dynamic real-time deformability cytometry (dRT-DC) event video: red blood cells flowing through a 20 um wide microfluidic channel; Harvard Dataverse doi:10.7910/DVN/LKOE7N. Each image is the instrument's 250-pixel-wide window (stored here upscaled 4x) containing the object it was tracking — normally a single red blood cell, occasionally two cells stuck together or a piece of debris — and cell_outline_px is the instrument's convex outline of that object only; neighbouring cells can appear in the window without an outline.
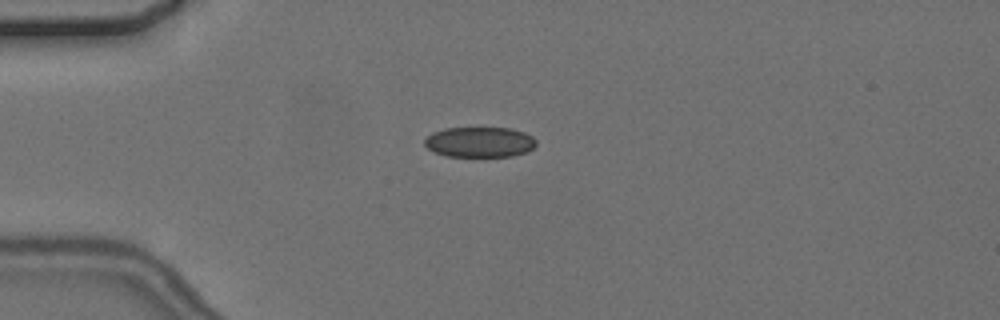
{"species": "common noctule bat (a hibernating species)", "species_latin": "Nyctalus noctula", "temperature_condition": "cold", "stored_images_in_passage": 9, "camera_frame_rate_fps": 3000, "um_per_image_px": 0.085, "animal": {"sex": "female", "body_mass_g": 24.6, "forearm_length_mm": 56.2}, "frame": {"image": 1, "passage_image": 3, "time_ms": 3.0, "image_size_px": [1000, 320], "cell_outline_px": [[536, 144], [528, 152], [512, 156], [444, 156], [428, 148], [424, 144], [424, 140], [432, 132], [444, 128], [508, 128], [524, 132], [532, 136], [536, 140]], "centroid_in_image_um": [40.77, 12.07], "position_along_channel_um": 44.2, "area_um2": 19.71}}
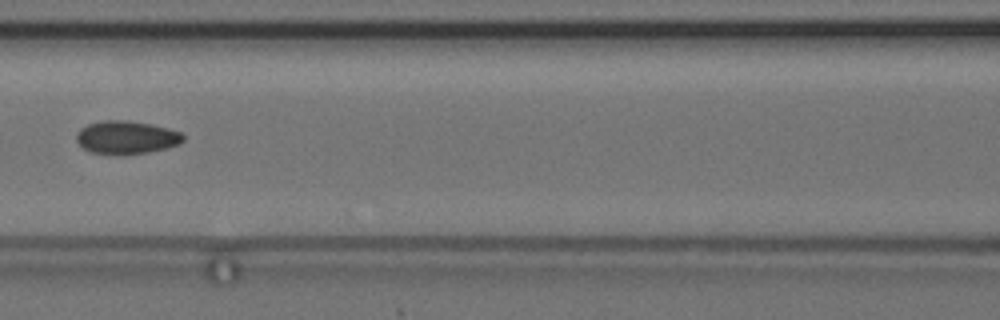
{"frame": {"image": 2, "passage_image": 6, "time_ms": 6.667, "image_size_px": [1000, 320], "cell_outline_px": [[184, 140], [180, 144], [168, 148], [148, 152], [120, 156], [88, 152], [76, 140], [76, 136], [80, 128], [88, 124], [104, 120], [128, 120], [152, 124], [168, 128], [180, 132], [184, 136]], "centroid_in_image_um": [10.75, 11.69], "position_along_channel_um": 155.9, "area_um2": 20.98}}